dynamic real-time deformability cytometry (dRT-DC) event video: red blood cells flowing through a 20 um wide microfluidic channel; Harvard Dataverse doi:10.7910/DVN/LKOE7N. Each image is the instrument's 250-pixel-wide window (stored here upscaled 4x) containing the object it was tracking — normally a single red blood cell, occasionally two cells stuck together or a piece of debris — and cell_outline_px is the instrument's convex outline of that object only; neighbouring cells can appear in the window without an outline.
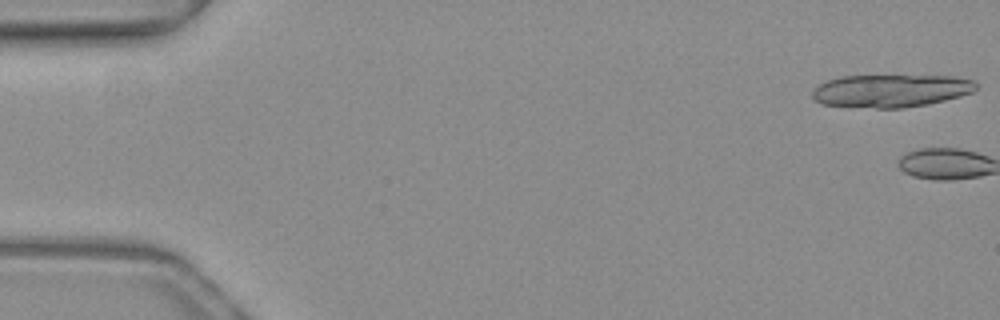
{"species": "common noctule bat (a hibernating species)", "species_latin": "Nyctalus noctula", "temperature_condition": "warm", "stored_images_in_passage": 2, "camera_frame_rate_fps": 3000, "um_per_image_px": 0.085, "animal": {"sex": "female", "body_mass_g": 19.3, "forearm_length_mm": 54.1}, "frame": {"image": 1, "passage_image": 1, "time_ms": 0.0, "image_size_px": [1000, 320], "cell_outline_px": [[976, 88], [972, 92], [960, 96], [928, 104], [904, 108], [876, 108], [820, 104], [812, 100], [812, 92], [820, 84], [828, 80], [840, 76], [952, 76], [972, 80], [976, 84]], "centroid_in_image_um": [75.69, 7.72], "position_along_channel_um": 9.3, "area_um2": 31.15}}